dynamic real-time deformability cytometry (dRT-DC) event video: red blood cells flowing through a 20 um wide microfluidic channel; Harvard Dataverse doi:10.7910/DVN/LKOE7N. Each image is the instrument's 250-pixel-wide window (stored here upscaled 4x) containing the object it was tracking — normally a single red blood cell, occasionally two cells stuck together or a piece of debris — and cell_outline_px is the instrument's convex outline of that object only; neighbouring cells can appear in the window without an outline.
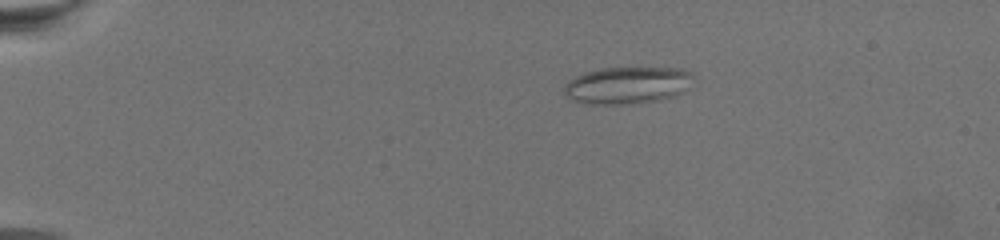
{"species": "common noctule bat (a hibernating species)", "species_latin": "Nyctalus noctula", "temperature_condition": "warm", "stored_images_in_passage": 72, "camera_frame_rate_fps": 3000, "um_per_image_px": 0.085, "animal": {"sex": "female", "body_mass_g": 19.5, "forearm_length_mm": 54.1}, "frame": {"image": 1, "passage_image": 16, "time_ms": 5.0, "image_size_px": [1000, 240], "cell_outline_px": [[692, 76], [676, 96], [656, 100], [632, 104], [584, 104], [568, 96], [564, 92], [564, 84], [568, 80], [584, 72], [600, 68], [684, 68], [692, 72]], "centroid_in_image_um": [53.25, 7.24], "position_along_channel_um": 31.7, "area_um2": 27.57}}
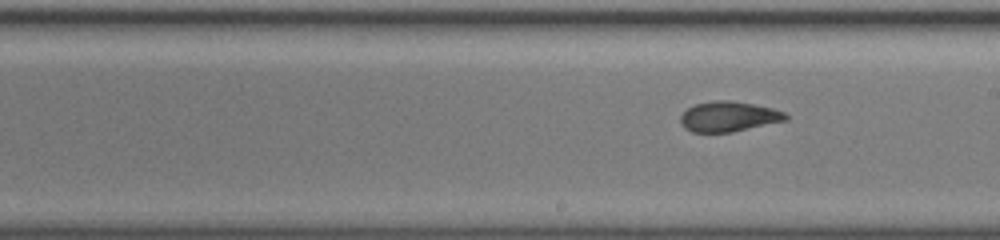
{"frame": {"image": 2, "passage_image": 44, "time_ms": 14.333, "image_size_px": [1000, 240], "cell_outline_px": [[788, 120], [732, 132], [692, 132], [684, 128], [680, 124], [680, 116], [688, 108], [696, 104], [716, 100], [732, 100], [772, 108], [784, 112], [788, 116]], "centroid_in_image_um": [61.93, 9.91], "position_along_channel_um": 227.1, "area_um2": 18.5}}
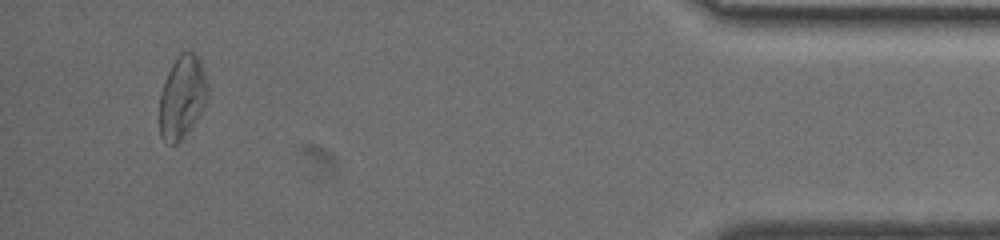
{"frame": {"image": 3, "passage_image": 69, "time_ms": 22.667, "image_size_px": [1000, 240], "cell_outline_px": [[208, 96], [200, 112], [192, 124], [180, 140], [176, 144], [168, 144], [160, 136], [160, 92], [168, 72], [172, 64], [180, 52], [192, 52], [200, 60], [208, 88]], "centroid_in_image_um": [15.46, 8.24], "position_along_channel_um": 419.7, "area_um2": 22.72}}